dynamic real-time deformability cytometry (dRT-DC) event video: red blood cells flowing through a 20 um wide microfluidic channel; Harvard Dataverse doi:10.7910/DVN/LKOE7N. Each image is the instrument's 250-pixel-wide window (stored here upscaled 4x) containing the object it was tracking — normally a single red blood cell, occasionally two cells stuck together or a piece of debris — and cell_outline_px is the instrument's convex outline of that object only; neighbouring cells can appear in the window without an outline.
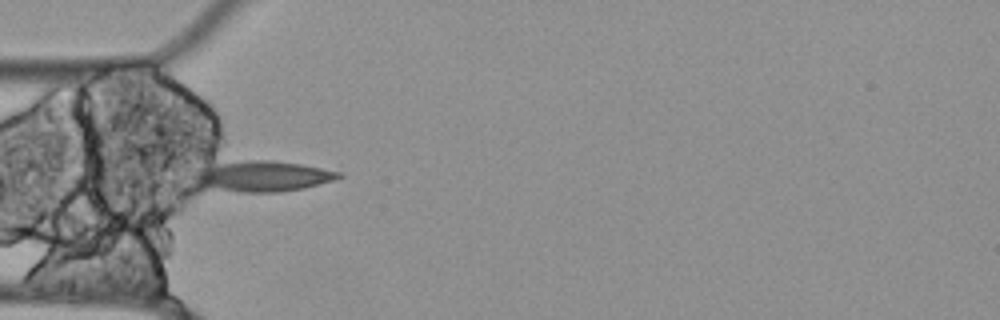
{"species": "Egyptian fruit bat (a non-hibernating species)", "species_latin": "Rousettus aegyptiacus", "temperature_condition": "cold", "stored_images_in_passage": 3, "camera_frame_rate_fps": 3000, "um_per_image_px": 0.085, "animal": {"sex": "female"}, "frame": {"image": 1, "passage_image": 1, "time_ms": 0.0, "image_size_px": [1000, 320], "cell_outline_px": [[344, 176], [332, 180], [304, 188], [276, 192], [240, 192], [200, 188], [192, 180], [192, 172], [200, 168], [220, 164], [244, 160], [272, 160], [300, 164], [340, 172]], "centroid_in_image_um": [22.2, 14.99], "position_along_channel_um": 62.8, "area_um2": 25.95}}
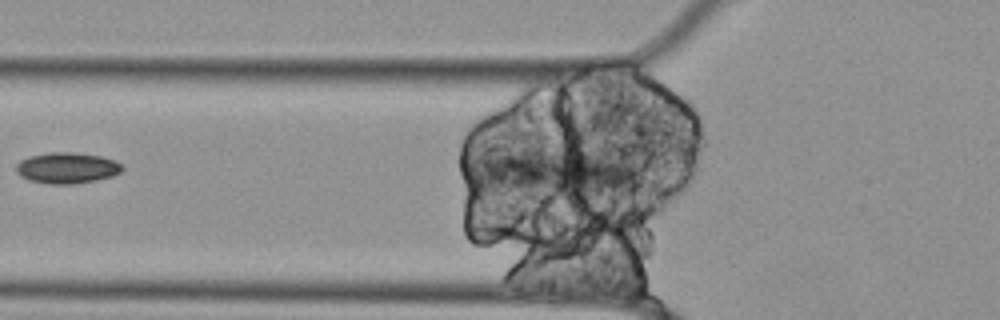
{"frame": {"image": 2, "passage_image": 2, "time_ms": 0.333, "image_size_px": [1000, 320], "cell_outline_px": [[124, 168], [120, 172], [112, 176], [96, 180], [76, 184], [48, 184], [28, 180], [20, 176], [16, 172], [16, 164], [20, 160], [28, 156], [48, 152], [72, 152], [100, 156], [116, 160]], "centroid_in_image_um": [5.66, 14.27], "position_along_channel_um": 120.1, "area_um2": 19.36}}